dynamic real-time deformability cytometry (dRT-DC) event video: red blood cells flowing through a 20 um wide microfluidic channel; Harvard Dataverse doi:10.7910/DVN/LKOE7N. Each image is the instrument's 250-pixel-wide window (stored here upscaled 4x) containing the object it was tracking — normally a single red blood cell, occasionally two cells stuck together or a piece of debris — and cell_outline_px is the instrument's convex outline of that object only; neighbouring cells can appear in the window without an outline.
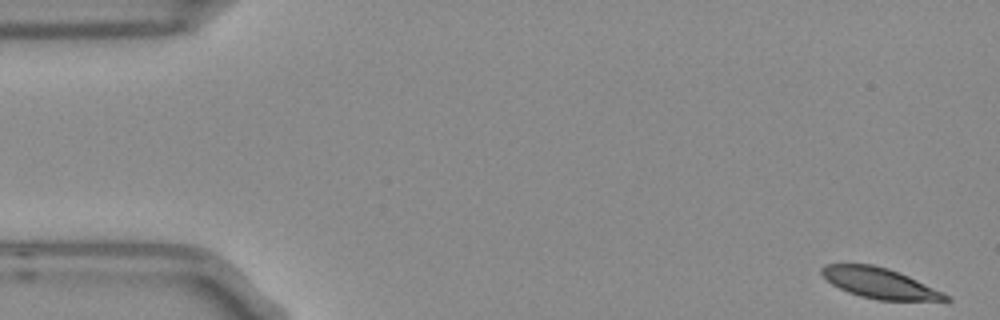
{"species": "Egyptian fruit bat (a non-hibernating species)", "species_latin": "Rousettus aegyptiacus", "temperature_condition": "room temperature", "stored_images_in_passage": 5, "segment_of_instrument_passage": [1, 2], "camera_frame_rate_fps": 3000, "um_per_image_px": 0.085, "frame": {"image": 1, "passage_image": 1, "time_ms": 0.0, "image_size_px": [1000, 320], "cell_outline_px": [[952, 300], [876, 300], [860, 296], [848, 292], [832, 284], [820, 272], [820, 268], [828, 264], [872, 264], [888, 268], [900, 272], [944, 292]], "centroid_in_image_um": [74.77, 24.06], "position_along_channel_um": 10.2, "area_um2": 21.85}}
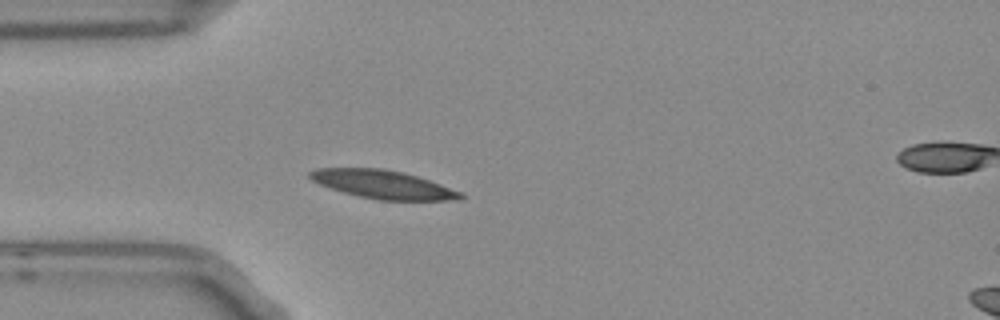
{"frame": {"image": 2, "passage_image": 4, "time_ms": 1.0, "image_size_px": [1000, 320], "cell_outline_px": [[464, 196], [460, 200], [376, 200], [344, 192], [320, 184], [312, 180], [308, 176], [308, 172], [316, 168], [384, 168], [416, 176], [464, 192]], "centroid_in_image_um": [32.57, 15.68], "position_along_channel_um": 52.4, "area_um2": 24.74}}